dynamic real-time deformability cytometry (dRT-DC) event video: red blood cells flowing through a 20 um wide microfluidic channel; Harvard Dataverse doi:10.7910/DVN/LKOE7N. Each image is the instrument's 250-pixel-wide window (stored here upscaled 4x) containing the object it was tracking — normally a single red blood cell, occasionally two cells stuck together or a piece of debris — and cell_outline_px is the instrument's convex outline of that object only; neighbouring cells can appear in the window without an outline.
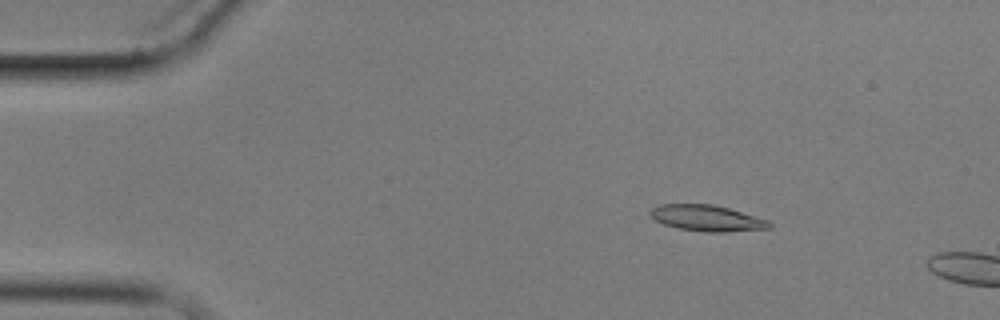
{"species": "common noctule bat (a hibernating species)", "species_latin": "Nyctalus noctula", "temperature_condition": "cold", "stored_images_in_passage": 4, "camera_frame_rate_fps": 3000, "um_per_image_px": 0.085, "animal": {"sex": "male", "body_mass_g": 17.9}, "frame": {"image": 1, "passage_image": 3, "time_ms": 2.333, "image_size_px": [1000, 320], "cell_outline_px": [[772, 228], [724, 232], [704, 232], [676, 228], [664, 224], [656, 220], [648, 212], [652, 208], [660, 204], [712, 204], [728, 208], [768, 220], [772, 224]], "centroid_in_image_um": [60.08, 18.54], "position_along_channel_um": 24.9, "area_um2": 18.03}}